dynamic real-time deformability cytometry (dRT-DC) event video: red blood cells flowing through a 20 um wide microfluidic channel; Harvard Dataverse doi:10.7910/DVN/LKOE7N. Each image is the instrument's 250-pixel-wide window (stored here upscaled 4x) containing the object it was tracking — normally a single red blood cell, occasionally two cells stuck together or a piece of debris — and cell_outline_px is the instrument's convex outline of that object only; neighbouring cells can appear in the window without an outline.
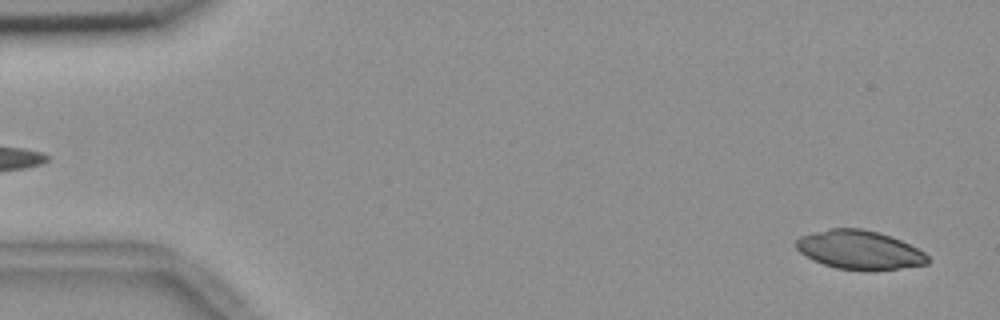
{"species": "common noctule bat (a hibernating species)", "species_latin": "Nyctalus noctula", "temperature_condition": "room temperature", "stored_images_in_passage": 9, "camera_frame_rate_fps": 3000, "um_per_image_px": 0.085, "animal": {"sex": "female", "body_mass_g": 18.4}, "frame": {"image": 1, "passage_image": 2, "time_ms": 0.333, "image_size_px": [1000, 320], "cell_outline_px": [[928, 264], [900, 268], [836, 268], [812, 260], [800, 252], [796, 248], [796, 240], [800, 236], [812, 232], [828, 228], [860, 228], [880, 232], [900, 240], [924, 252], [928, 256]], "centroid_in_image_um": [73.01, 21.2], "position_along_channel_um": 12.0, "area_um2": 29.13}}